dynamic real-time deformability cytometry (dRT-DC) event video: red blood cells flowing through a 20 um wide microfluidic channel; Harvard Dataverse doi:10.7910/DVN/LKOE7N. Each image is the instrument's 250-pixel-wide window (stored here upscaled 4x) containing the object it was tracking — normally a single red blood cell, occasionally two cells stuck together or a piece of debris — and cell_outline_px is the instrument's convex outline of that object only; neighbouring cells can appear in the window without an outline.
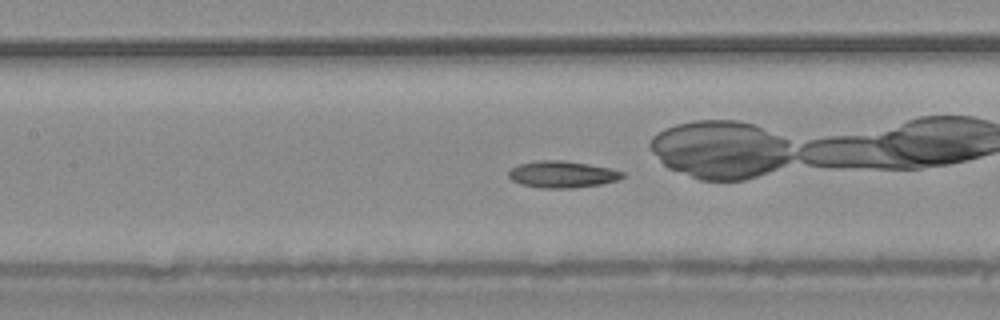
{"species": "common noctule bat (a hibernating species)", "species_latin": "Nyctalus noctula", "temperature_condition": "warm", "stored_images_in_passage": 26, "camera_frame_rate_fps": 3000, "um_per_image_px": 0.085, "animal": {"sex": "male", "body_mass_g": 20.4}, "frame": {"image": 1, "passage_image": 8, "time_ms": 2.333, "image_size_px": [1000, 320], "cell_outline_px": [[624, 176], [616, 180], [600, 184], [576, 188], [540, 188], [520, 184], [512, 180], [508, 176], [508, 172], [512, 168], [520, 164], [540, 160], [564, 160], [612, 168], [624, 172]], "centroid_in_image_um": [47.79, 14.82], "position_along_channel_um": 159.6, "area_um2": 17.74}}